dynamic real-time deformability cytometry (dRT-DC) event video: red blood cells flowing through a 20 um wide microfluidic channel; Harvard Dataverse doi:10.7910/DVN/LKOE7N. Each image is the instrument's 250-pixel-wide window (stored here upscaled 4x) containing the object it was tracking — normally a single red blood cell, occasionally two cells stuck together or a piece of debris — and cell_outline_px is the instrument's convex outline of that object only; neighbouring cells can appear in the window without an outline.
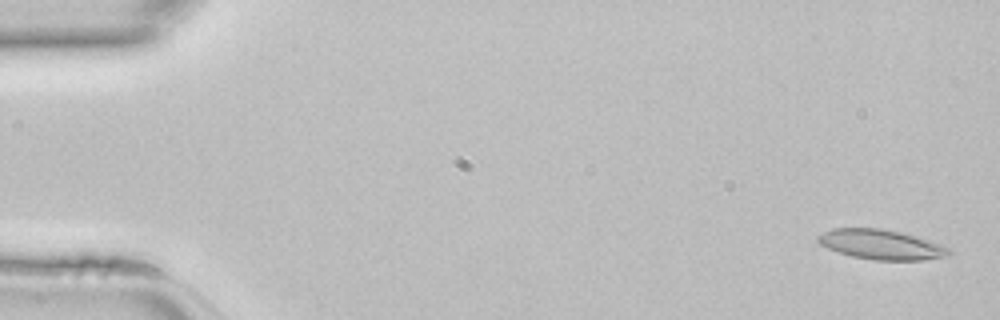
{"species": "common noctule bat (a hibernating species)", "species_latin": "Nyctalus noctula", "temperature_condition": "room temperature", "stored_images_in_passage": 45, "camera_frame_rate_fps": 3000, "um_per_image_px": 0.085, "animal": {"sex": "female", "body_mass_g": 22.7, "forearm_length_mm": 54.2}, "frame": {"image": 1, "passage_image": 1, "time_ms": 0.0, "image_size_px": [1000, 320], "cell_outline_px": [[952, 252], [940, 256], [920, 260], [872, 260], [852, 256], [828, 248], [820, 244], [816, 240], [816, 236], [832, 228], [884, 228], [916, 236], [928, 240], [948, 248]], "centroid_in_image_um": [74.82, 20.77], "position_along_channel_um": 10.2, "area_um2": 22.43}}
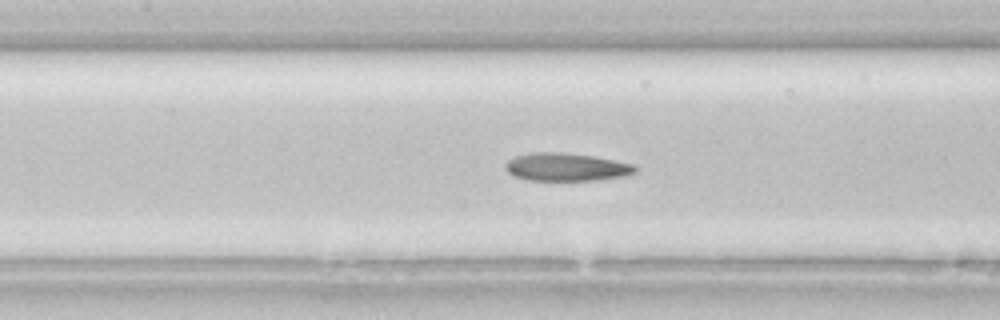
{"frame": {"image": 2, "passage_image": 20, "time_ms": 6.333, "image_size_px": [1000, 320], "cell_outline_px": [[636, 172], [628, 176], [596, 180], [528, 180], [512, 176], [504, 168], [504, 164], [508, 160], [516, 156], [532, 152], [560, 152], [592, 156], [632, 164], [636, 168]], "centroid_in_image_um": [48.1, 14.2], "position_along_channel_um": 159.3, "area_um2": 21.15}}
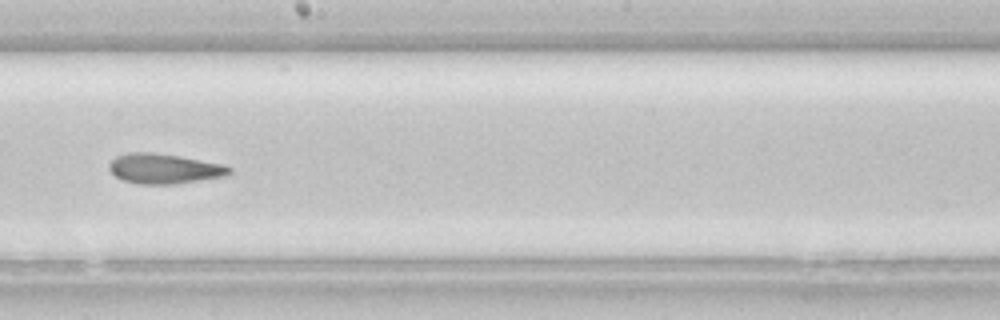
{"frame": {"image": 3, "passage_image": 25, "time_ms": 8.0, "image_size_px": [1000, 320], "cell_outline_px": [[232, 172], [228, 176], [172, 184], [140, 184], [120, 180], [108, 168], [108, 164], [116, 156], [128, 152], [152, 152], [180, 156], [224, 164], [232, 168]], "centroid_in_image_um": [13.96, 14.33], "position_along_channel_um": 234.2, "area_um2": 21.21}}